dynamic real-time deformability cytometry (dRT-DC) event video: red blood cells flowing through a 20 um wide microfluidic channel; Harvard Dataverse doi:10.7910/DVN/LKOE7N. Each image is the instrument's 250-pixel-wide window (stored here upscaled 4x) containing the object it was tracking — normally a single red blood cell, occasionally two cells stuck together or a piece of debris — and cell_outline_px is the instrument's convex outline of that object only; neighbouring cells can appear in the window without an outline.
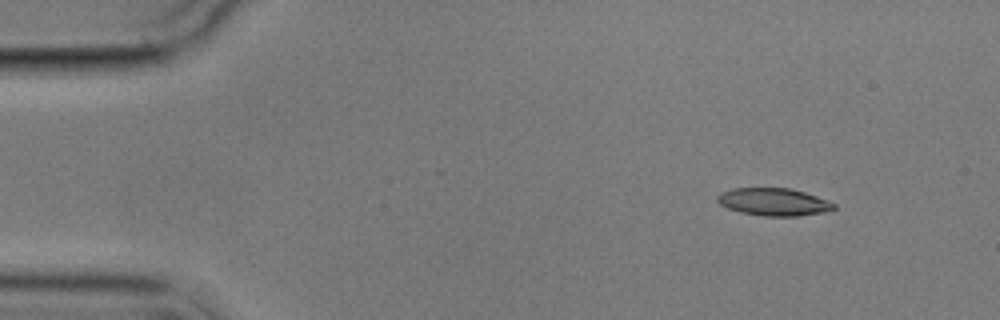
{"species": "common noctule bat (a hibernating species)", "species_latin": "Nyctalus noctula", "temperature_condition": "cold", "stored_images_in_passage": 3, "camera_frame_rate_fps": 3000, "um_per_image_px": 0.085, "animal": {"sex": "male", "body_mass_g": 17.9}, "frame": {"image": 1, "passage_image": 1, "time_ms": 0.0, "image_size_px": [1000, 320], "cell_outline_px": [[836, 208], [832, 212], [796, 216], [764, 216], [740, 212], [728, 208], [720, 204], [716, 200], [716, 196], [720, 192], [732, 188], [788, 188], [804, 192], [828, 200], [836, 204]], "centroid_in_image_um": [65.79, 17.17], "position_along_channel_um": 19.2, "area_um2": 18.96}}
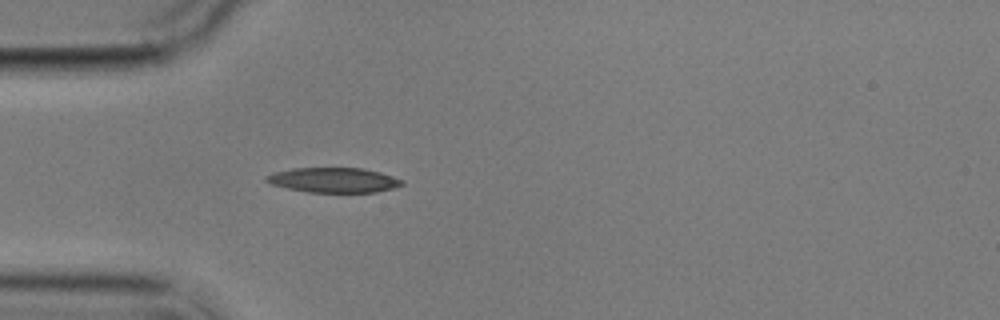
{"frame": {"image": 2, "passage_image": 3, "time_ms": 3.333, "image_size_px": [1000, 320], "cell_outline_px": [[404, 184], [392, 188], [376, 192], [308, 192], [268, 184], [264, 180], [264, 176], [272, 172], [292, 168], [364, 168], [380, 172], [404, 180]], "centroid_in_image_um": [28.31, 15.3], "position_along_channel_um": 56.7, "area_um2": 19.83}}